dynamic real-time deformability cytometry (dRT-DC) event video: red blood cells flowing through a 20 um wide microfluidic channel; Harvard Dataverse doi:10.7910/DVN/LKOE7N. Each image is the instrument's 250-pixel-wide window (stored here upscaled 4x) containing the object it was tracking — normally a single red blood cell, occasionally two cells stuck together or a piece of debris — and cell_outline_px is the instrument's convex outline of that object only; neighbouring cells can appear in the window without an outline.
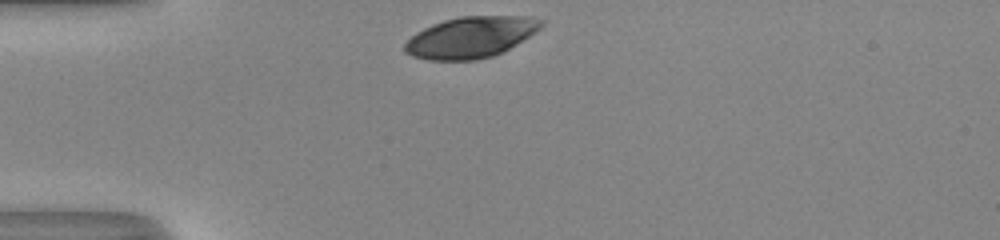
{"species": "human", "species_latin": "Homo sapiens", "temperature_condition": "room temperature", "stored_images_in_passage": 19, "camera_frame_rate_fps": 3000, "um_per_image_px": 0.085, "donor": {"sex": "male"}, "frame": {"image": 1, "passage_image": 1, "time_ms": 0.0, "image_size_px": [1000, 240], "cell_outline_px": [[544, 24], [536, 32], [504, 52], [492, 56], [476, 60], [428, 60], [412, 56], [404, 52], [404, 44], [416, 32], [432, 24], [444, 20], [460, 16], [528, 16], [544, 20]], "centroid_in_image_um": [40.03, 3.16], "position_along_channel_um": 45.0, "area_um2": 32.89}}
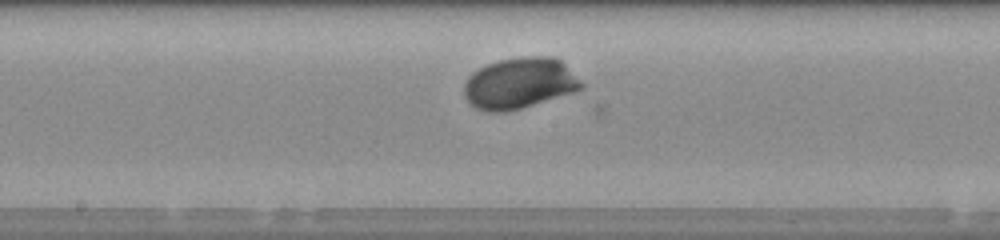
{"frame": {"image": 2, "passage_image": 15, "time_ms": 4.667, "image_size_px": [1000, 240], "cell_outline_px": [[584, 88], [576, 92], [520, 108], [504, 112], [488, 112], [476, 108], [464, 96], [464, 84], [468, 76], [472, 72], [488, 64], [500, 60], [520, 56], [552, 56], [560, 60], [584, 84]], "centroid_in_image_um": [44.16, 7.07], "position_along_channel_um": 204.0, "area_um2": 34.85}}
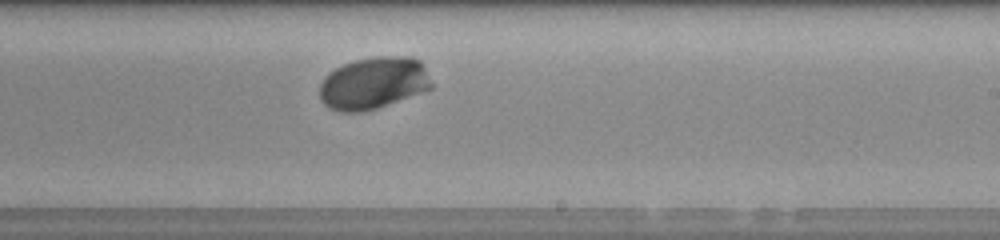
{"frame": {"image": 3, "passage_image": 19, "time_ms": 6.0, "image_size_px": [1000, 240], "cell_outline_px": [[432, 88], [376, 108], [360, 112], [336, 112], [328, 108], [320, 100], [320, 84], [324, 76], [328, 72], [344, 64], [356, 60], [372, 56], [412, 56], [420, 60], [432, 84]], "centroid_in_image_um": [31.7, 7.06], "position_along_channel_um": 257.3, "area_um2": 33.99}}